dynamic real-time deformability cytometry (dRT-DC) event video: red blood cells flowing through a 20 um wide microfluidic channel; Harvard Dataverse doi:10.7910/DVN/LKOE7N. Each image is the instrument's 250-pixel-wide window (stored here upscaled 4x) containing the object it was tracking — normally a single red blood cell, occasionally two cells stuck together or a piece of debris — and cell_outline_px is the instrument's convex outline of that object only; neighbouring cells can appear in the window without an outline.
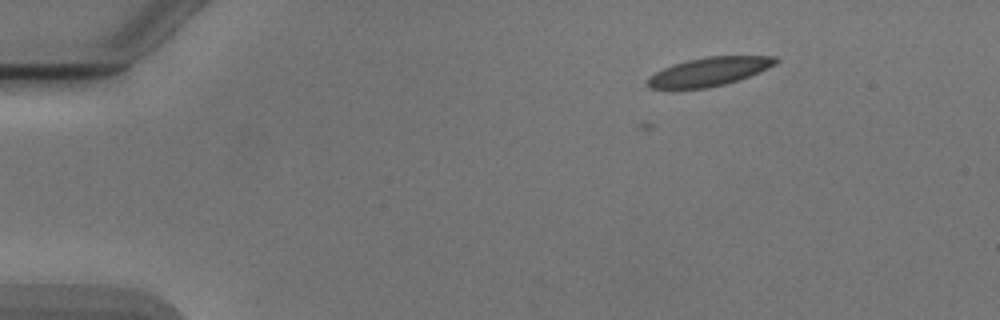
{"species": "Egyptian fruit bat (a non-hibernating species)", "species_latin": "Rousettus aegyptiacus", "temperature_condition": "cold", "stored_images_in_passage": 7, "camera_frame_rate_fps": 3000, "um_per_image_px": 0.085, "animal": {"sex": "male"}, "frame": {"image": 1, "passage_image": 1, "time_ms": 0.0, "image_size_px": [1000, 320], "cell_outline_px": [[780, 60], [776, 64], [760, 72], [740, 80], [708, 88], [672, 92], [648, 88], [644, 84], [656, 72], [664, 68], [688, 60], [708, 56], [776, 56]], "centroid_in_image_um": [60.23, 6.15], "position_along_channel_um": 24.8, "area_um2": 22.08}}